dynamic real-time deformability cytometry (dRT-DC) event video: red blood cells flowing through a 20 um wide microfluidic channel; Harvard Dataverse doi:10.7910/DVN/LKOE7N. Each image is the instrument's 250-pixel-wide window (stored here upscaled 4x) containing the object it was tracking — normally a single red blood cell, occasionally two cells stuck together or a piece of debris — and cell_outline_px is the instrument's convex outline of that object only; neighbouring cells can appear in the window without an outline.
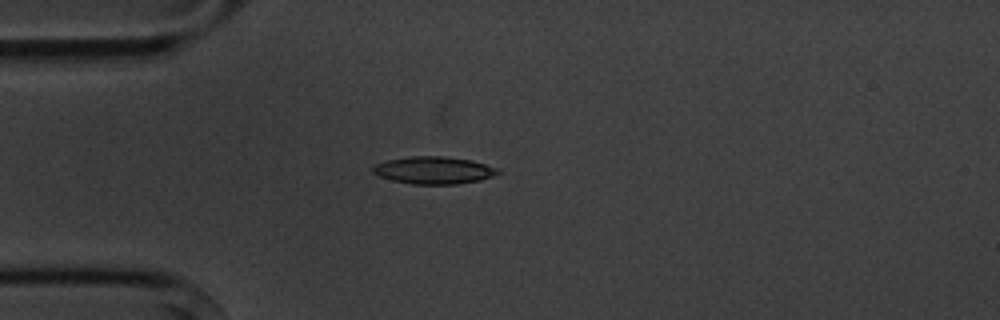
{"species": "common noctule bat (a hibernating species)", "species_latin": "Nyctalus noctula", "temperature_condition": "cold", "stored_images_in_passage": 1, "camera_frame_rate_fps": 3000, "um_per_image_px": 0.085, "animal": {"sex": "male", "body_mass_g": 20.1, "forearm_length_mm": 53.5}, "frame": {"image": 1, "passage_image": 1, "time_ms": 0.0, "image_size_px": [1000, 320], "cell_outline_px": [[500, 172], [492, 176], [480, 180], [456, 184], [412, 184], [392, 180], [380, 176], [372, 172], [372, 168], [376, 164], [388, 160], [408, 156], [444, 156], [472, 160], [500, 168]], "centroid_in_image_um": [36.89, 14.46], "position_along_channel_um": 48.1, "area_um2": 19.94}}